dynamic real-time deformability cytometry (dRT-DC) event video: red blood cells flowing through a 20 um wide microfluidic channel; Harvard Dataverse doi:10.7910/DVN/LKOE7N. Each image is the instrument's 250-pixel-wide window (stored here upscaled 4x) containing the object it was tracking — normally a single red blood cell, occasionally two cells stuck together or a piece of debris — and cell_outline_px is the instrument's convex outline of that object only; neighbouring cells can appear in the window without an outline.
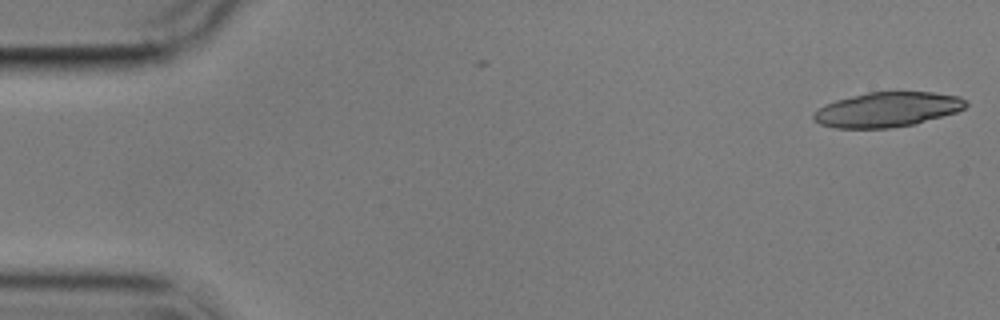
{"species": "common noctule bat (a hibernating species)", "species_latin": "Nyctalus noctula", "temperature_condition": "cold", "stored_images_in_passage": 2, "camera_frame_rate_fps": 3000, "um_per_image_px": 0.085, "animal": {"sex": "male", "body_mass_g": 17.9}, "frame": {"image": 1, "passage_image": 1, "time_ms": 0.0, "image_size_px": [1000, 320], "cell_outline_px": [[968, 104], [964, 108], [956, 112], [912, 124], [888, 128], [836, 128], [820, 124], [812, 120], [812, 112], [816, 108], [824, 104], [836, 100], [868, 92], [932, 92], [960, 96], [968, 100]], "centroid_in_image_um": [75.37, 9.3], "position_along_channel_um": 9.6, "area_um2": 30.92}}